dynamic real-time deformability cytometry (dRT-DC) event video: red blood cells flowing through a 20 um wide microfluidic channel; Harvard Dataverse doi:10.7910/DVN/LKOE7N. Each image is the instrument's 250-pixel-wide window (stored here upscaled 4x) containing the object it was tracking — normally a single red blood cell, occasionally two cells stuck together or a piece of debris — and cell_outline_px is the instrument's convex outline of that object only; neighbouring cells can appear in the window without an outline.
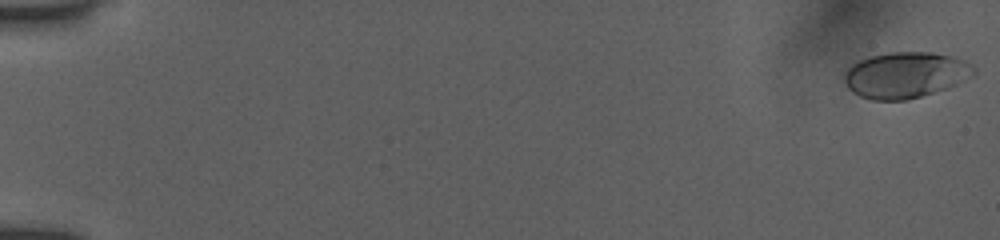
{"species": "human", "species_latin": "Homo sapiens", "temperature_condition": "room temperature", "stored_images_in_passage": 54, "camera_frame_rate_fps": 3000, "um_per_image_px": 0.085, "donor": {"sex": "female"}, "frame": {"image": 1, "passage_image": 1, "time_ms": 0.0, "image_size_px": [1000, 240], "cell_outline_px": [[976, 72], [972, 76], [948, 88], [908, 100], [872, 100], [860, 96], [852, 92], [848, 88], [844, 80], [844, 72], [852, 64], [868, 56], [888, 52], [932, 52], [956, 56], [972, 64], [976, 68]], "centroid_in_image_um": [76.98, 6.36], "position_along_channel_um": 8.0, "area_um2": 35.08}}
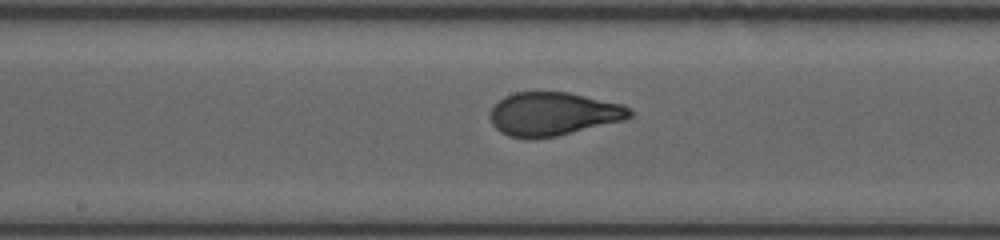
{"frame": {"image": 2, "passage_image": 30, "time_ms": 9.667, "image_size_px": [1000, 240], "cell_outline_px": [[632, 116], [628, 120], [556, 136], [508, 136], [500, 132], [492, 124], [492, 108], [504, 96], [516, 92], [568, 92], [624, 104], [632, 112]], "centroid_in_image_um": [47.1, 9.66], "position_along_channel_um": 201.1, "area_um2": 34.85}}
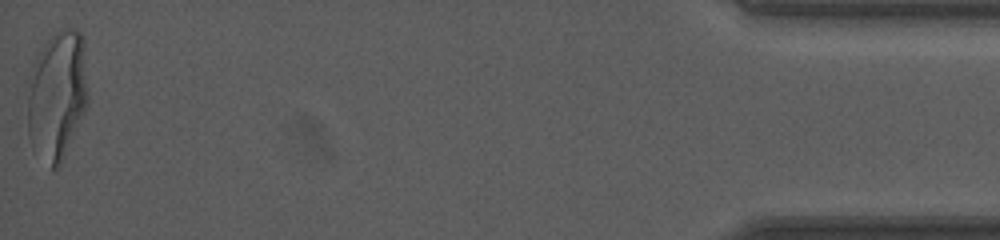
{"frame": {"image": 3, "passage_image": 54, "time_ms": 17.667, "image_size_px": [1000, 240], "cell_outline_px": [[88, 104], [64, 156], [60, 164], [52, 172], [28, 136], [28, 76], [36, 56], [44, 44], [60, 28], [76, 28], [84, 36], [88, 92]], "centroid_in_image_um": [4.88, 8.03], "position_along_channel_um": 430.3, "area_um2": 45.78}, "authors_computed_cell_mechanics": {"area_um2": 35.258, "velocity_mm_per_s": 3.9223, "shape_relaxation_time_tau1_ms": 6.0611, "shape_relaxation_time_tau2_ms": null, "deformation_change_tau1": 0.2327, "deformation_change_tau2": null}}